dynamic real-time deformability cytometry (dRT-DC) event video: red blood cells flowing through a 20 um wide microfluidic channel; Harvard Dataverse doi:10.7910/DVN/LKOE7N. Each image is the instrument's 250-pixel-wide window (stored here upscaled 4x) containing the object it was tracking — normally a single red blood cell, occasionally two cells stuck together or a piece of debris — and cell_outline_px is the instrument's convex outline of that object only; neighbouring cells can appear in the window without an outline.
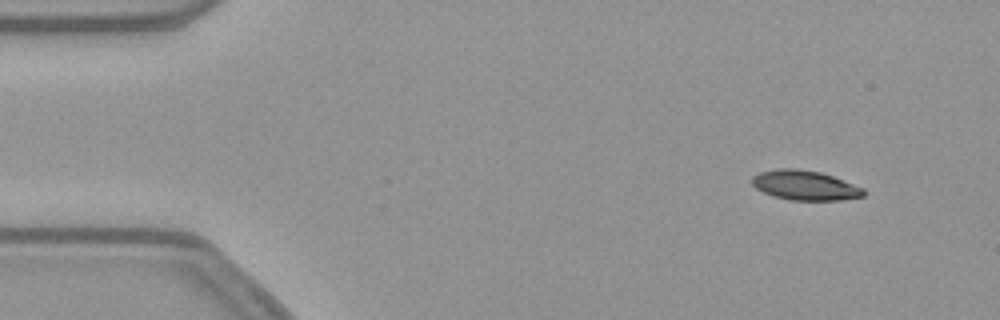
{"species": "common noctule bat (a hibernating species)", "species_latin": "Nyctalus noctula", "temperature_condition": "warm", "stored_images_in_passage": 50, "camera_frame_rate_fps": 3000, "um_per_image_px": 0.085, "animal": {"sex": "female", "body_mass_g": 21.9}, "frame": {"image": 1, "passage_image": 1, "time_ms": 0.0, "image_size_px": [1000, 320], "cell_outline_px": [[864, 196], [840, 200], [788, 200], [772, 196], [756, 188], [752, 184], [752, 176], [760, 172], [780, 168], [796, 168], [820, 172], [832, 176], [864, 188]], "centroid_in_image_um": [68.4, 15.75], "position_along_channel_um": 16.6, "area_um2": 19.25}}
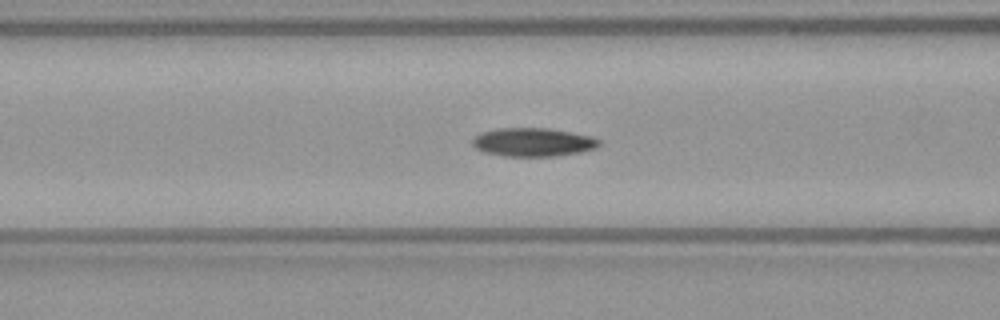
{"frame": {"image": 2, "passage_image": 17, "time_ms": 5.333, "image_size_px": [1000, 320], "cell_outline_px": [[600, 144], [596, 148], [580, 152], [556, 156], [504, 156], [484, 152], [476, 148], [472, 144], [472, 140], [480, 132], [496, 128], [548, 128], [592, 136], [600, 140]], "centroid_in_image_um": [45.3, 12.08], "position_along_channel_um": 121.3, "area_um2": 21.1}}
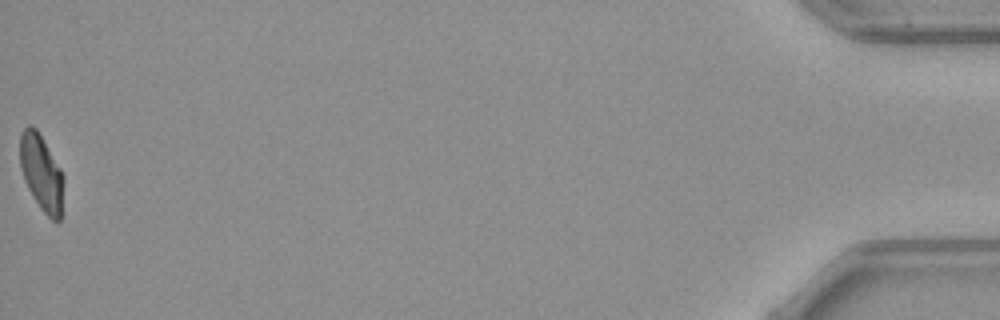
{"frame": {"image": 3, "passage_image": 50, "time_ms": 16.333, "image_size_px": [1000, 320], "cell_outline_px": [[64, 180], [60, 220], [56, 224], [40, 208], [28, 188], [24, 180], [20, 168], [20, 136], [24, 128], [28, 124], [32, 124], [36, 128], [60, 168], [64, 176]], "centroid_in_image_um": [3.52, 14.69], "position_along_channel_um": 431.7, "area_um2": 19.36}, "authors_computed_cell_mechanics": {"area_um2": 20.4901, "velocity_mm_per_s": 3.8073, "shape_relaxation_time_tau1_ms": null, "shape_relaxation_time_tau2_ms": 4.6769, "deformation_change_tau1": null, "deformation_change_tau2": 0.094}}